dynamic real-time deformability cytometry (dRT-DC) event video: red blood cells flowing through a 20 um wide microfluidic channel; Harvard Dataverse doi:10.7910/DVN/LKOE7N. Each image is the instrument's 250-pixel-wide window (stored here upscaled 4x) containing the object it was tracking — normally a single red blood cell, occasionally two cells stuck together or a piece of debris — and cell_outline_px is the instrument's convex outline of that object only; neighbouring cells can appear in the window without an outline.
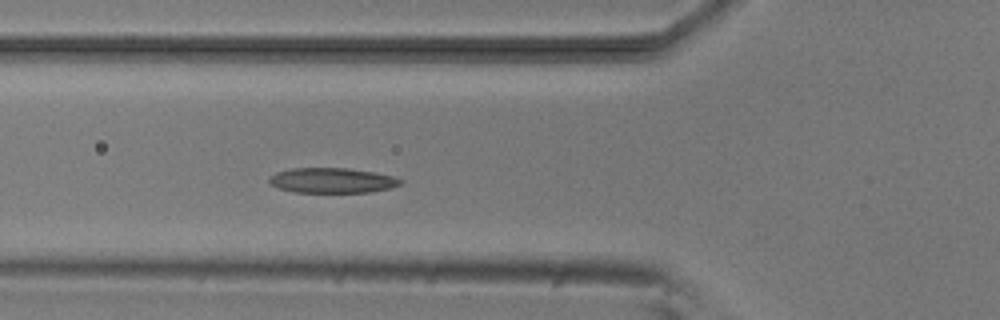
{"species": "common noctule bat (a hibernating species)", "species_latin": "Nyctalus noctula", "temperature_condition": "room temperature", "stored_images_in_passage": 4, "camera_frame_rate_fps": 3000, "um_per_image_px": 0.085, "animal": {"sex": "male", "body_mass_g": 20.5, "forearm_length_mm": 52.5}, "frame": {"image": 1, "passage_image": 4, "time_ms": 4.333, "image_size_px": [1000, 320], "cell_outline_px": [[404, 180], [400, 184], [392, 188], [372, 192], [296, 192], [280, 188], [268, 184], [268, 176], [276, 172], [292, 168], [348, 168], [372, 172], [392, 176]], "centroid_in_image_um": [28.21, 15.33], "position_along_channel_um": 97.6, "area_um2": 19.25}}